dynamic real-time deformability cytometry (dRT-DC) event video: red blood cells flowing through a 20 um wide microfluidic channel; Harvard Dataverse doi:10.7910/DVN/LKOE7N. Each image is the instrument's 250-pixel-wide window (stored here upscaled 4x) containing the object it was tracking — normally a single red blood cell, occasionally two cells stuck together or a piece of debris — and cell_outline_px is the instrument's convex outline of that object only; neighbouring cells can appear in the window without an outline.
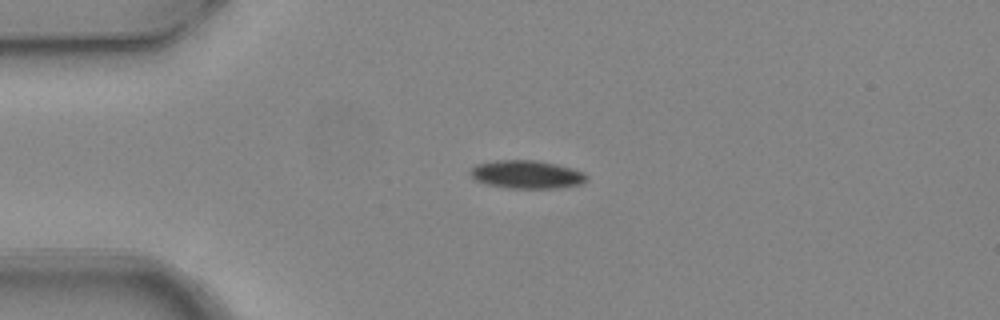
{"species": "common noctule bat (a hibernating species)", "species_latin": "Nyctalus noctula", "temperature_condition": "warm", "stored_images_in_passage": 4, "camera_frame_rate_fps": 3000, "um_per_image_px": 0.085, "animal": {"sex": "female", "body_mass_g": 24.6, "forearm_length_mm": 56.2}, "frame": {"image": 1, "passage_image": 3, "time_ms": 0.667, "image_size_px": [1000, 320], "cell_outline_px": [[588, 180], [580, 184], [560, 188], [508, 188], [488, 184], [476, 180], [468, 172], [476, 164], [496, 160], [540, 160], [572, 168], [584, 172], [588, 176]], "centroid_in_image_um": [44.8, 14.82], "position_along_channel_um": 40.2, "area_um2": 19.19}}